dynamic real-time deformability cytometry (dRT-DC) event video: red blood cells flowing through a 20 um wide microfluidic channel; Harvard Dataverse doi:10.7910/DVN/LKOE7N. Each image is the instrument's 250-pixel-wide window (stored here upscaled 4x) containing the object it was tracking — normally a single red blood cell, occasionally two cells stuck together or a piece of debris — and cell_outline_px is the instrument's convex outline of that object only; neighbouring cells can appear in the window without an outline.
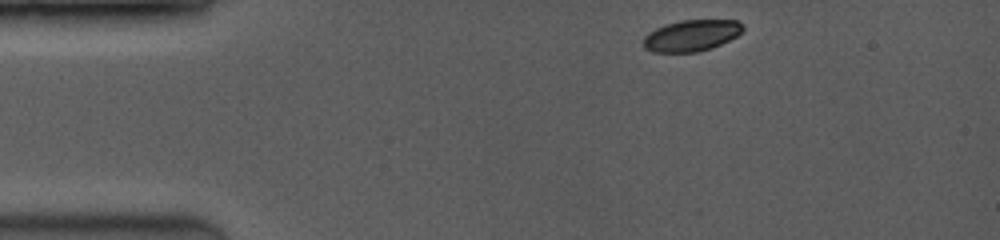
{"species": "common noctule bat (a hibernating species)", "species_latin": "Nyctalus noctula", "temperature_condition": "room temperature", "stored_images_in_passage": 44, "camera_frame_rate_fps": 3500, "um_per_image_px": 0.085, "animal": {"sex": "female", "body_mass_g": 19.0, "forearm_length_mm": 53.3}, "frame": {"image": 1, "passage_image": 1, "time_ms": 0.0, "image_size_px": [1000, 240], "cell_outline_px": [[744, 28], [736, 36], [712, 48], [696, 52], [652, 52], [644, 48], [644, 36], [648, 32], [656, 28], [680, 20], [736, 20], [744, 24]], "centroid_in_image_um": [58.76, 3.02], "position_along_channel_um": 26.2, "area_um2": 18.09}}
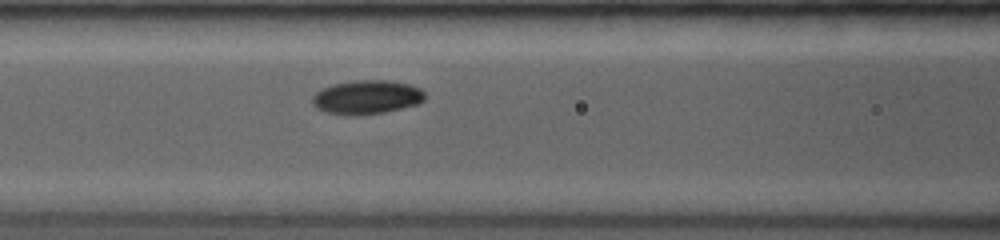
{"frame": {"image": 2, "passage_image": 16, "time_ms": 4.286, "image_size_px": [1000, 240], "cell_outline_px": [[424, 100], [420, 104], [384, 112], [360, 116], [348, 116], [328, 112], [316, 108], [312, 104], [312, 96], [316, 92], [324, 88], [336, 84], [356, 80], [392, 80], [408, 84], [420, 88], [424, 92]], "centroid_in_image_um": [31.19, 8.27], "position_along_channel_um": 135.4, "area_um2": 22.37}}
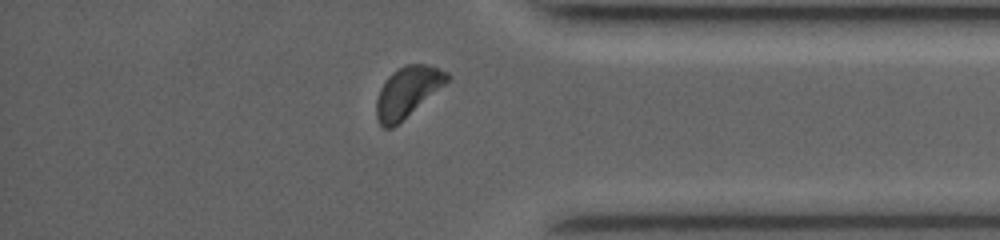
{"frame": {"image": 3, "passage_image": 39, "time_ms": 10.857, "image_size_px": [1000, 240], "cell_outline_px": [[452, 76], [444, 84], [392, 128], [384, 128], [376, 120], [376, 100], [380, 88], [388, 76], [392, 72], [408, 64], [424, 64], [440, 68], [448, 72]], "centroid_in_image_um": [34.61, 7.79], "position_along_channel_um": 400.6, "area_um2": 20.35}, "authors_computed_cell_mechanics": {"area_um2": 20.9814, "velocity_mm_per_s": 4.098, "shape_relaxation_time_tau1_ms": 1.4377, "shape_relaxation_time_tau2_ms": null, "deformation_change_tau1": 0.0757, "deformation_change_tau2": null}}